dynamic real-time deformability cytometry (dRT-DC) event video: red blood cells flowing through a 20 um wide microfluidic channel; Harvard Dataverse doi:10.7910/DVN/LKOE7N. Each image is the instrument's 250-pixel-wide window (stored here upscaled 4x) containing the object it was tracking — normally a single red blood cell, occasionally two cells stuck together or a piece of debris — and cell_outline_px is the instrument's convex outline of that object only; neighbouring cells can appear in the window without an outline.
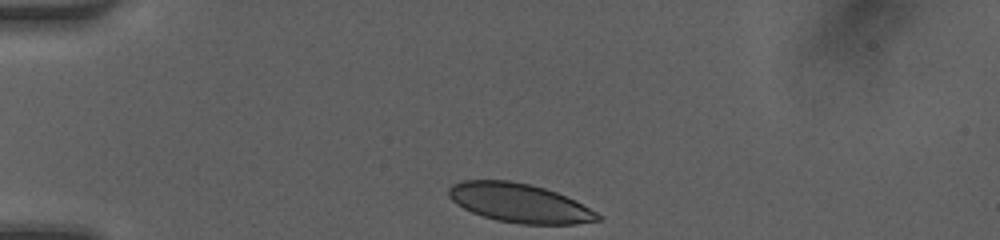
{"species": "human", "species_latin": "Homo sapiens", "temperature_condition": "room temperature", "stored_images_in_passage": 33, "camera_frame_rate_fps": 3000, "um_per_image_px": 0.085, "donor": {"sex": "female"}, "frame": {"image": 1, "passage_image": 1, "time_ms": 0.0, "image_size_px": [1000, 240], "cell_outline_px": [[600, 220], [576, 224], [520, 224], [496, 220], [472, 212], [456, 204], [448, 196], [448, 188], [452, 184], [460, 180], [512, 180], [544, 188], [556, 192], [576, 200], [596, 212], [600, 216]], "centroid_in_image_um": [44.13, 17.25], "position_along_channel_um": 40.9, "area_um2": 33.87}}
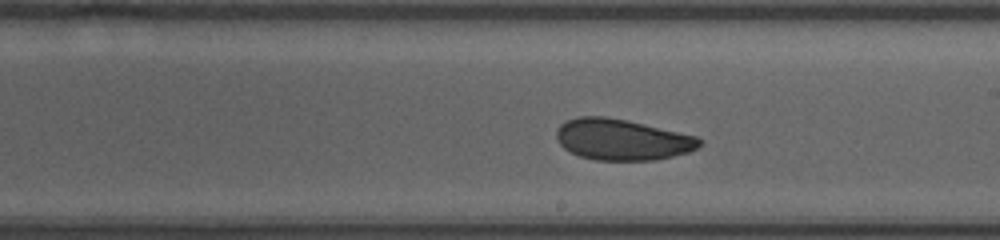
{"frame": {"image": 2, "passage_image": 18, "time_ms": 5.667, "image_size_px": [1000, 240], "cell_outline_px": [[704, 144], [688, 152], [656, 160], [596, 160], [580, 156], [564, 148], [560, 144], [556, 136], [556, 132], [560, 124], [568, 120], [580, 116], [604, 116], [624, 120], [696, 136], [704, 140]], "centroid_in_image_um": [52.88, 11.87], "position_along_channel_um": 236.1, "area_um2": 33.93}}
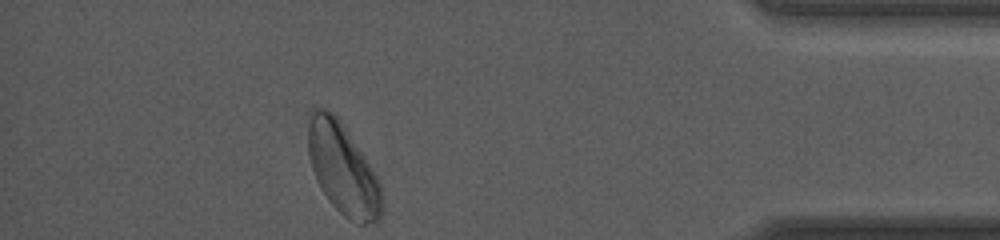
{"frame": {"image": 3, "passage_image": 33, "time_ms": 10.667, "image_size_px": [1000, 240], "cell_outline_px": [[380, 220], [372, 224], [360, 224], [344, 216], [328, 200], [320, 188], [316, 180], [312, 168], [308, 152], [308, 112], [312, 108], [324, 108], [332, 112], [336, 116], [372, 168], [380, 184]], "centroid_in_image_um": [29.09, 14.35], "position_along_channel_um": 406.1, "area_um2": 38.61}, "authors_computed_cell_mechanics": {"area_um2": 34.4488, "velocity_mm_per_s": 4.1968, "shape_relaxation_time_tau1_ms": 4.9114, "shape_relaxation_time_tau2_ms": 1.4128, "deformation_change_tau1": 0.1067, "deformation_change_tau2": 0.0612}}